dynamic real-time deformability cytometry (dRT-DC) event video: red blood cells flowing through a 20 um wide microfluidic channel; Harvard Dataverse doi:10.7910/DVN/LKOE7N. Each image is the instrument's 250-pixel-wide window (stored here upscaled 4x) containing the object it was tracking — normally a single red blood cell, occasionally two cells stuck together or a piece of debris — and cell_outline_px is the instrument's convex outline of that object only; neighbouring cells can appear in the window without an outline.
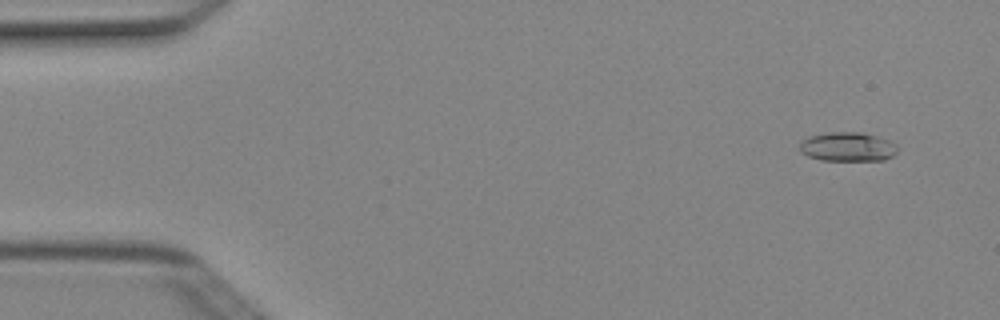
{"species": "Egyptian fruit bat (a non-hibernating species)", "species_latin": "Rousettus aegyptiacus", "temperature_condition": "cold", "stored_images_in_passage": 3, "camera_frame_rate_fps": 3000, "um_per_image_px": 0.085, "animal": {"sex": "female"}, "frame": {"image": 1, "passage_image": 1, "time_ms": 0.0, "image_size_px": [1000, 320], "cell_outline_px": [[900, 148], [892, 156], [884, 160], [820, 160], [808, 156], [800, 152], [800, 144], [808, 136], [832, 132], [860, 132], [876, 136], [888, 140], [896, 144]], "centroid_in_image_um": [72.07, 12.48], "position_along_channel_um": 12.9, "area_um2": 16.59}}